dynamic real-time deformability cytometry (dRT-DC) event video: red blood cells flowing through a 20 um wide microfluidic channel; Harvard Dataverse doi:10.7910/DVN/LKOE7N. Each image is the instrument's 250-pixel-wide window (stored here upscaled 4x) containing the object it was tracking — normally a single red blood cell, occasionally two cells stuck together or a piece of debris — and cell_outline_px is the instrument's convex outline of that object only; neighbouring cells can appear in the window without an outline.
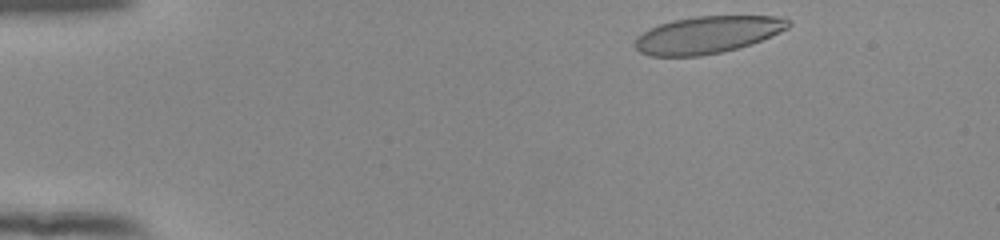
{"species": "human", "species_latin": "Homo sapiens", "temperature_condition": "room temperature", "stored_images_in_passage": 47, "camera_frame_rate_fps": 3000, "um_per_image_px": 0.085, "donor": {"sex": "female"}, "frame": {"image": 1, "passage_image": 2, "time_ms": 0.333, "image_size_px": [1000, 240], "cell_outline_px": [[792, 24], [788, 28], [780, 32], [760, 40], [736, 48], [720, 52], [700, 56], [648, 56], [640, 52], [636, 48], [636, 36], [660, 24], [672, 20], [696, 16], [784, 16], [792, 20]], "centroid_in_image_um": [60.16, 2.94], "position_along_channel_um": 24.8, "area_um2": 33.06}}
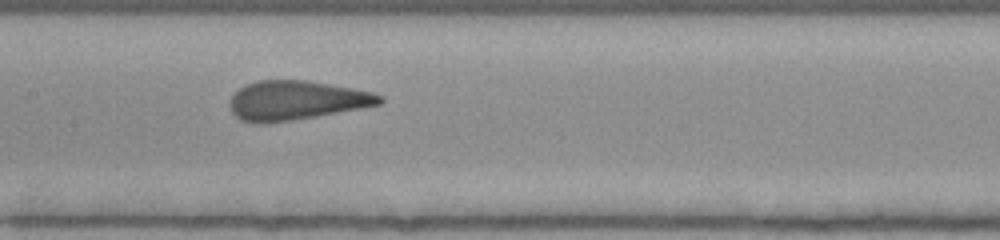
{"frame": {"image": 2, "passage_image": 21, "time_ms": 6.667, "image_size_px": [1000, 240], "cell_outline_px": [[384, 100], [380, 104], [360, 108], [316, 116], [292, 120], [260, 124], [256, 124], [240, 120], [232, 112], [228, 104], [228, 100], [240, 88], [256, 80], [308, 80], [352, 88], [372, 92], [384, 96]], "centroid_in_image_um": [25.15, 8.53], "position_along_channel_um": 182.2, "area_um2": 34.28}}
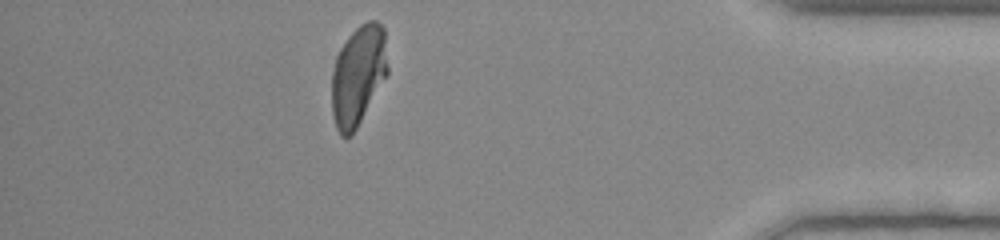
{"frame": {"image": 3, "passage_image": 41, "time_ms": 13.333, "image_size_px": [1000, 240], "cell_outline_px": [[388, 72], [352, 136], [340, 136], [336, 128], [332, 116], [332, 72], [336, 56], [340, 48], [348, 36], [360, 24], [368, 20], [376, 20], [384, 28], [388, 68]], "centroid_in_image_um": [30.43, 6.4], "position_along_channel_um": 404.8, "area_um2": 32.6}, "authors_computed_cell_mechanics": {"area_um2": 34.2754, "velocity_mm_per_s": 3.9241, "shape_relaxation_time_tau1_ms": 5.2044, "shape_relaxation_time_tau2_ms": null, "deformation_change_tau1": 0.213, "deformation_change_tau2": null}}